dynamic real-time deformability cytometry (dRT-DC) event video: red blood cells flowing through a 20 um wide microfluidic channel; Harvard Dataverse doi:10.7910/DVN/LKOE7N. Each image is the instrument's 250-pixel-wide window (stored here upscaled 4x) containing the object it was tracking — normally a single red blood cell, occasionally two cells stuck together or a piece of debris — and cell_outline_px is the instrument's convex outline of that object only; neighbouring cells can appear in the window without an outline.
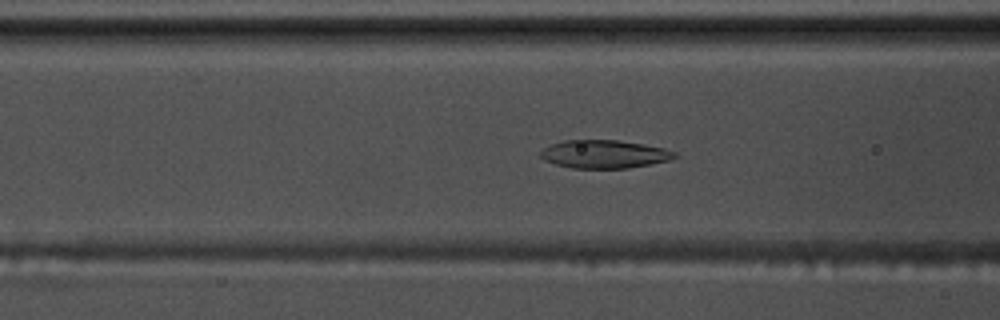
{"species": "common noctule bat (a hibernating species)", "species_latin": "Nyctalus noctula", "temperature_condition": "warm", "stored_images_in_passage": 58, "camera_frame_rate_fps": 3000, "um_per_image_px": 0.085, "animal": {"sex": "male", "body_mass_g": 17.5, "forearm_length_mm": 52.3}, "frame": {"image": 1, "passage_image": 23, "time_ms": 7.333, "image_size_px": [1000, 320], "cell_outline_px": [[680, 156], [668, 160], [628, 168], [572, 168], [556, 164], [544, 160], [540, 156], [540, 152], [544, 148], [552, 144], [564, 140], [616, 140], [644, 144], [664, 148], [676, 152]], "centroid_in_image_um": [51.37, 13.1], "position_along_channel_um": 115.2, "area_um2": 21.91}}
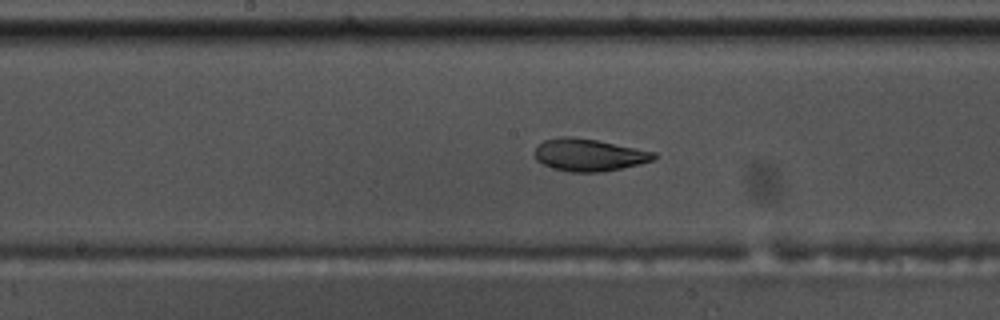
{"frame": {"image": 2, "passage_image": 30, "time_ms": 9.667, "image_size_px": [1000, 320], "cell_outline_px": [[660, 156], [652, 160], [640, 164], [600, 172], [568, 172], [552, 168], [536, 160], [532, 152], [536, 144], [544, 140], [560, 136], [572, 136], [596, 140], [656, 152]], "centroid_in_image_um": [50.01, 13.16], "position_along_channel_um": 198.2, "area_um2": 22.72}}
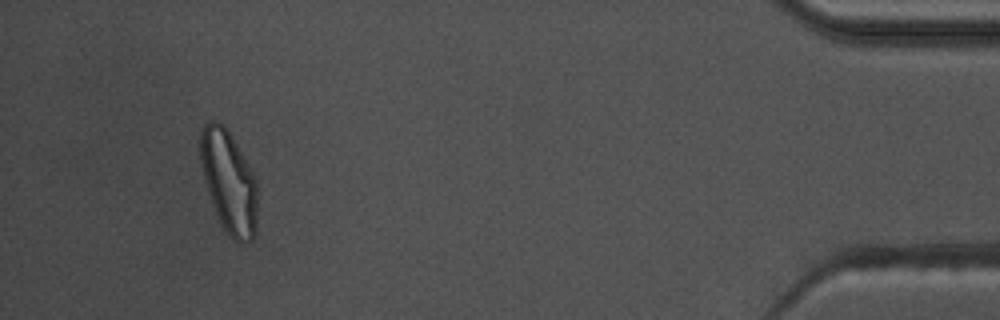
{"frame": {"image": 3, "passage_image": 54, "time_ms": 17.667, "image_size_px": [1000, 320], "cell_outline_px": [[256, 236], [252, 240], [244, 244], [240, 244], [228, 236], [212, 204], [204, 180], [200, 160], [200, 128], [208, 120], [216, 120], [224, 124], [232, 136], [248, 164], [256, 180]], "centroid_in_image_um": [19.44, 15.44], "position_along_channel_um": 415.8, "area_um2": 34.22}}